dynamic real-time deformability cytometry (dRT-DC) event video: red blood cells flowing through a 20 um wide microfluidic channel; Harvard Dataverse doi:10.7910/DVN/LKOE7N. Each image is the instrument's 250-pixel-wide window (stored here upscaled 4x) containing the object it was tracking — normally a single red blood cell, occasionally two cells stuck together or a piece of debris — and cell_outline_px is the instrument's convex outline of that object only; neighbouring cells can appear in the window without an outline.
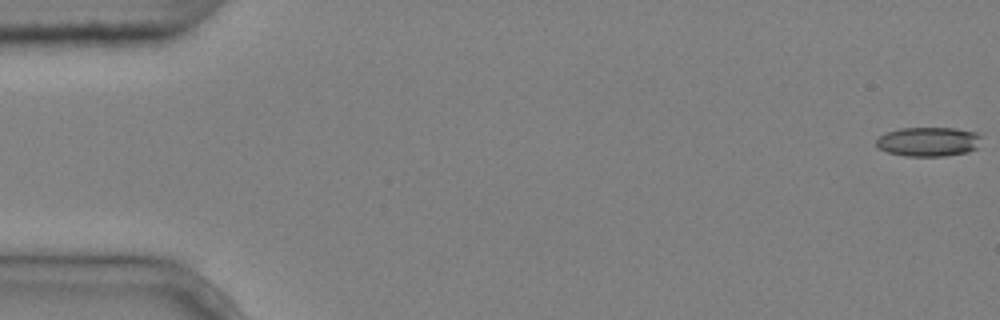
{"species": "common noctule bat (a hibernating species)", "species_latin": "Nyctalus noctula", "temperature_condition": "cold", "stored_images_in_passage": 6, "camera_frame_rate_fps": 3000, "um_per_image_px": 0.085, "animal": {"sex": "male", "body_mass_g": 20.4}, "frame": {"image": 1, "passage_image": 1, "time_ms": 0.0, "image_size_px": [1000, 320], "cell_outline_px": [[980, 136], [976, 148], [968, 152], [944, 156], [904, 156], [888, 152], [880, 148], [876, 144], [876, 140], [884, 132], [900, 128], [956, 128], [976, 132]], "centroid_in_image_um": [78.89, 12.04], "position_along_channel_um": 6.1, "area_um2": 17.92}}
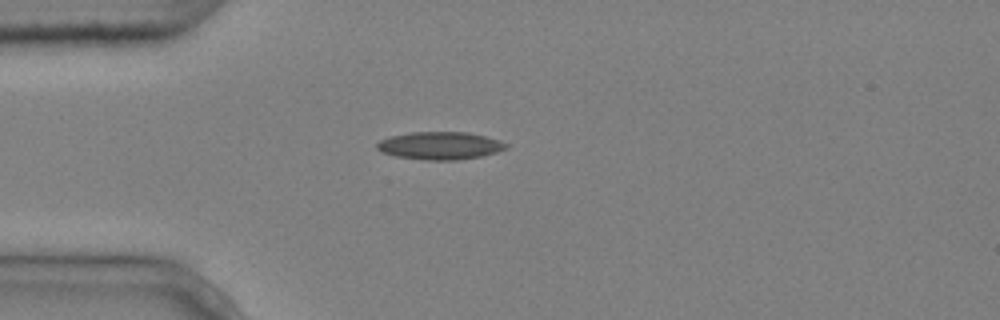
{"frame": {"image": 2, "passage_image": 5, "time_ms": 1.333, "image_size_px": [1000, 320], "cell_outline_px": [[508, 148], [496, 152], [480, 156], [456, 160], [424, 160], [396, 156], [384, 152], [376, 148], [376, 144], [380, 140], [392, 136], [412, 132], [468, 132], [500, 140], [508, 144]], "centroid_in_image_um": [37.42, 12.38], "position_along_channel_um": 47.6, "area_um2": 20.69}}